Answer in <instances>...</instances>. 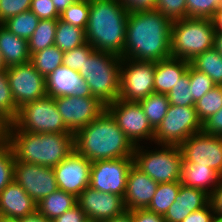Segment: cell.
<instances>
[{
  "mask_svg": "<svg viewBox=\"0 0 222 222\" xmlns=\"http://www.w3.org/2000/svg\"><path fill=\"white\" fill-rule=\"evenodd\" d=\"M14 181L39 203L58 189L52 167L15 161Z\"/></svg>",
  "mask_w": 222,
  "mask_h": 222,
  "instance_id": "16",
  "label": "cell"
},
{
  "mask_svg": "<svg viewBox=\"0 0 222 222\" xmlns=\"http://www.w3.org/2000/svg\"><path fill=\"white\" fill-rule=\"evenodd\" d=\"M8 83L18 110L47 96L46 78L30 61L6 69Z\"/></svg>",
  "mask_w": 222,
  "mask_h": 222,
  "instance_id": "12",
  "label": "cell"
},
{
  "mask_svg": "<svg viewBox=\"0 0 222 222\" xmlns=\"http://www.w3.org/2000/svg\"><path fill=\"white\" fill-rule=\"evenodd\" d=\"M15 159L7 142L0 144V192L14 180Z\"/></svg>",
  "mask_w": 222,
  "mask_h": 222,
  "instance_id": "39",
  "label": "cell"
},
{
  "mask_svg": "<svg viewBox=\"0 0 222 222\" xmlns=\"http://www.w3.org/2000/svg\"><path fill=\"white\" fill-rule=\"evenodd\" d=\"M158 184L133 164L128 173L124 195L126 210L146 209L156 193Z\"/></svg>",
  "mask_w": 222,
  "mask_h": 222,
  "instance_id": "20",
  "label": "cell"
},
{
  "mask_svg": "<svg viewBox=\"0 0 222 222\" xmlns=\"http://www.w3.org/2000/svg\"><path fill=\"white\" fill-rule=\"evenodd\" d=\"M96 50L88 42L63 53V65L70 69L81 70L85 59H88Z\"/></svg>",
  "mask_w": 222,
  "mask_h": 222,
  "instance_id": "41",
  "label": "cell"
},
{
  "mask_svg": "<svg viewBox=\"0 0 222 222\" xmlns=\"http://www.w3.org/2000/svg\"><path fill=\"white\" fill-rule=\"evenodd\" d=\"M13 123L30 133H71L62 120L55 98L48 95L21 107Z\"/></svg>",
  "mask_w": 222,
  "mask_h": 222,
  "instance_id": "8",
  "label": "cell"
},
{
  "mask_svg": "<svg viewBox=\"0 0 222 222\" xmlns=\"http://www.w3.org/2000/svg\"><path fill=\"white\" fill-rule=\"evenodd\" d=\"M190 64L207 74L216 85H222V55L215 48L197 55Z\"/></svg>",
  "mask_w": 222,
  "mask_h": 222,
  "instance_id": "27",
  "label": "cell"
},
{
  "mask_svg": "<svg viewBox=\"0 0 222 222\" xmlns=\"http://www.w3.org/2000/svg\"><path fill=\"white\" fill-rule=\"evenodd\" d=\"M179 147L183 162L207 166L222 177V136L200 131L186 139Z\"/></svg>",
  "mask_w": 222,
  "mask_h": 222,
  "instance_id": "15",
  "label": "cell"
},
{
  "mask_svg": "<svg viewBox=\"0 0 222 222\" xmlns=\"http://www.w3.org/2000/svg\"><path fill=\"white\" fill-rule=\"evenodd\" d=\"M30 10L40 19H59L52 0H32Z\"/></svg>",
  "mask_w": 222,
  "mask_h": 222,
  "instance_id": "44",
  "label": "cell"
},
{
  "mask_svg": "<svg viewBox=\"0 0 222 222\" xmlns=\"http://www.w3.org/2000/svg\"><path fill=\"white\" fill-rule=\"evenodd\" d=\"M215 28L212 19L183 18L171 26V57L192 61L214 48Z\"/></svg>",
  "mask_w": 222,
  "mask_h": 222,
  "instance_id": "6",
  "label": "cell"
},
{
  "mask_svg": "<svg viewBox=\"0 0 222 222\" xmlns=\"http://www.w3.org/2000/svg\"><path fill=\"white\" fill-rule=\"evenodd\" d=\"M130 212L133 222H166L163 215L156 214L148 209H135Z\"/></svg>",
  "mask_w": 222,
  "mask_h": 222,
  "instance_id": "49",
  "label": "cell"
},
{
  "mask_svg": "<svg viewBox=\"0 0 222 222\" xmlns=\"http://www.w3.org/2000/svg\"><path fill=\"white\" fill-rule=\"evenodd\" d=\"M39 20L31 10H27L9 18L2 25L16 36L28 40L37 28Z\"/></svg>",
  "mask_w": 222,
  "mask_h": 222,
  "instance_id": "32",
  "label": "cell"
},
{
  "mask_svg": "<svg viewBox=\"0 0 222 222\" xmlns=\"http://www.w3.org/2000/svg\"><path fill=\"white\" fill-rule=\"evenodd\" d=\"M214 48L222 55V31L215 32Z\"/></svg>",
  "mask_w": 222,
  "mask_h": 222,
  "instance_id": "57",
  "label": "cell"
},
{
  "mask_svg": "<svg viewBox=\"0 0 222 222\" xmlns=\"http://www.w3.org/2000/svg\"><path fill=\"white\" fill-rule=\"evenodd\" d=\"M37 211V203L14 180L0 192L1 216L21 219Z\"/></svg>",
  "mask_w": 222,
  "mask_h": 222,
  "instance_id": "21",
  "label": "cell"
},
{
  "mask_svg": "<svg viewBox=\"0 0 222 222\" xmlns=\"http://www.w3.org/2000/svg\"><path fill=\"white\" fill-rule=\"evenodd\" d=\"M202 131L209 135L222 136V108L202 123Z\"/></svg>",
  "mask_w": 222,
  "mask_h": 222,
  "instance_id": "46",
  "label": "cell"
},
{
  "mask_svg": "<svg viewBox=\"0 0 222 222\" xmlns=\"http://www.w3.org/2000/svg\"><path fill=\"white\" fill-rule=\"evenodd\" d=\"M222 177L213 169L192 162H182L181 180L184 186L197 188L209 196Z\"/></svg>",
  "mask_w": 222,
  "mask_h": 222,
  "instance_id": "23",
  "label": "cell"
},
{
  "mask_svg": "<svg viewBox=\"0 0 222 222\" xmlns=\"http://www.w3.org/2000/svg\"><path fill=\"white\" fill-rule=\"evenodd\" d=\"M189 65V61L173 57L155 62L154 92L168 94L188 71Z\"/></svg>",
  "mask_w": 222,
  "mask_h": 222,
  "instance_id": "22",
  "label": "cell"
},
{
  "mask_svg": "<svg viewBox=\"0 0 222 222\" xmlns=\"http://www.w3.org/2000/svg\"><path fill=\"white\" fill-rule=\"evenodd\" d=\"M0 222H20V219L7 216H0Z\"/></svg>",
  "mask_w": 222,
  "mask_h": 222,
  "instance_id": "58",
  "label": "cell"
},
{
  "mask_svg": "<svg viewBox=\"0 0 222 222\" xmlns=\"http://www.w3.org/2000/svg\"><path fill=\"white\" fill-rule=\"evenodd\" d=\"M18 112L8 83L7 73L0 71V116L11 124L15 121Z\"/></svg>",
  "mask_w": 222,
  "mask_h": 222,
  "instance_id": "34",
  "label": "cell"
},
{
  "mask_svg": "<svg viewBox=\"0 0 222 222\" xmlns=\"http://www.w3.org/2000/svg\"><path fill=\"white\" fill-rule=\"evenodd\" d=\"M122 57L95 51L78 71L93 97L105 106L119 98Z\"/></svg>",
  "mask_w": 222,
  "mask_h": 222,
  "instance_id": "5",
  "label": "cell"
},
{
  "mask_svg": "<svg viewBox=\"0 0 222 222\" xmlns=\"http://www.w3.org/2000/svg\"><path fill=\"white\" fill-rule=\"evenodd\" d=\"M106 110L116 120L118 127L134 146L141 141L153 142L154 129L150 125L139 102H128L117 99L106 106Z\"/></svg>",
  "mask_w": 222,
  "mask_h": 222,
  "instance_id": "11",
  "label": "cell"
},
{
  "mask_svg": "<svg viewBox=\"0 0 222 222\" xmlns=\"http://www.w3.org/2000/svg\"><path fill=\"white\" fill-rule=\"evenodd\" d=\"M87 43L86 32L83 28L71 25L62 21H57L54 45L61 51L67 52Z\"/></svg>",
  "mask_w": 222,
  "mask_h": 222,
  "instance_id": "26",
  "label": "cell"
},
{
  "mask_svg": "<svg viewBox=\"0 0 222 222\" xmlns=\"http://www.w3.org/2000/svg\"><path fill=\"white\" fill-rule=\"evenodd\" d=\"M74 146L91 162L133 158L135 149L107 110L74 134Z\"/></svg>",
  "mask_w": 222,
  "mask_h": 222,
  "instance_id": "2",
  "label": "cell"
},
{
  "mask_svg": "<svg viewBox=\"0 0 222 222\" xmlns=\"http://www.w3.org/2000/svg\"><path fill=\"white\" fill-rule=\"evenodd\" d=\"M52 222H89L85 213L78 205H75L64 214L54 219Z\"/></svg>",
  "mask_w": 222,
  "mask_h": 222,
  "instance_id": "50",
  "label": "cell"
},
{
  "mask_svg": "<svg viewBox=\"0 0 222 222\" xmlns=\"http://www.w3.org/2000/svg\"><path fill=\"white\" fill-rule=\"evenodd\" d=\"M217 219L213 212L211 203L209 202L205 207L193 211L182 222H216Z\"/></svg>",
  "mask_w": 222,
  "mask_h": 222,
  "instance_id": "45",
  "label": "cell"
},
{
  "mask_svg": "<svg viewBox=\"0 0 222 222\" xmlns=\"http://www.w3.org/2000/svg\"><path fill=\"white\" fill-rule=\"evenodd\" d=\"M78 0H52L57 12L61 15L65 9Z\"/></svg>",
  "mask_w": 222,
  "mask_h": 222,
  "instance_id": "53",
  "label": "cell"
},
{
  "mask_svg": "<svg viewBox=\"0 0 222 222\" xmlns=\"http://www.w3.org/2000/svg\"><path fill=\"white\" fill-rule=\"evenodd\" d=\"M135 146L133 163L157 183L180 182L183 156L179 146L160 145L161 149L148 150Z\"/></svg>",
  "mask_w": 222,
  "mask_h": 222,
  "instance_id": "7",
  "label": "cell"
},
{
  "mask_svg": "<svg viewBox=\"0 0 222 222\" xmlns=\"http://www.w3.org/2000/svg\"><path fill=\"white\" fill-rule=\"evenodd\" d=\"M172 23L156 9L129 13L122 58L159 62L171 57Z\"/></svg>",
  "mask_w": 222,
  "mask_h": 222,
  "instance_id": "1",
  "label": "cell"
},
{
  "mask_svg": "<svg viewBox=\"0 0 222 222\" xmlns=\"http://www.w3.org/2000/svg\"><path fill=\"white\" fill-rule=\"evenodd\" d=\"M58 19L39 20L37 28L28 39L30 53H37L54 45Z\"/></svg>",
  "mask_w": 222,
  "mask_h": 222,
  "instance_id": "28",
  "label": "cell"
},
{
  "mask_svg": "<svg viewBox=\"0 0 222 222\" xmlns=\"http://www.w3.org/2000/svg\"><path fill=\"white\" fill-rule=\"evenodd\" d=\"M7 67L3 61V58H2V54H1V51H0V71H6Z\"/></svg>",
  "mask_w": 222,
  "mask_h": 222,
  "instance_id": "59",
  "label": "cell"
},
{
  "mask_svg": "<svg viewBox=\"0 0 222 222\" xmlns=\"http://www.w3.org/2000/svg\"><path fill=\"white\" fill-rule=\"evenodd\" d=\"M9 123L0 116V144L7 142Z\"/></svg>",
  "mask_w": 222,
  "mask_h": 222,
  "instance_id": "54",
  "label": "cell"
},
{
  "mask_svg": "<svg viewBox=\"0 0 222 222\" xmlns=\"http://www.w3.org/2000/svg\"><path fill=\"white\" fill-rule=\"evenodd\" d=\"M187 18L212 19L217 8L222 5V0H186Z\"/></svg>",
  "mask_w": 222,
  "mask_h": 222,
  "instance_id": "40",
  "label": "cell"
},
{
  "mask_svg": "<svg viewBox=\"0 0 222 222\" xmlns=\"http://www.w3.org/2000/svg\"><path fill=\"white\" fill-rule=\"evenodd\" d=\"M77 205L89 222H103L126 211L124 197L88 186L77 196Z\"/></svg>",
  "mask_w": 222,
  "mask_h": 222,
  "instance_id": "17",
  "label": "cell"
},
{
  "mask_svg": "<svg viewBox=\"0 0 222 222\" xmlns=\"http://www.w3.org/2000/svg\"><path fill=\"white\" fill-rule=\"evenodd\" d=\"M0 51L7 68L30 61L28 40L16 36L0 24Z\"/></svg>",
  "mask_w": 222,
  "mask_h": 222,
  "instance_id": "24",
  "label": "cell"
},
{
  "mask_svg": "<svg viewBox=\"0 0 222 222\" xmlns=\"http://www.w3.org/2000/svg\"><path fill=\"white\" fill-rule=\"evenodd\" d=\"M63 53L57 46L53 45L37 53H30V62L46 78L57 67L63 65Z\"/></svg>",
  "mask_w": 222,
  "mask_h": 222,
  "instance_id": "29",
  "label": "cell"
},
{
  "mask_svg": "<svg viewBox=\"0 0 222 222\" xmlns=\"http://www.w3.org/2000/svg\"><path fill=\"white\" fill-rule=\"evenodd\" d=\"M129 13L154 10L157 0H118Z\"/></svg>",
  "mask_w": 222,
  "mask_h": 222,
  "instance_id": "48",
  "label": "cell"
},
{
  "mask_svg": "<svg viewBox=\"0 0 222 222\" xmlns=\"http://www.w3.org/2000/svg\"><path fill=\"white\" fill-rule=\"evenodd\" d=\"M20 222H52V221L44 217L38 211H36L35 213L31 215L21 218Z\"/></svg>",
  "mask_w": 222,
  "mask_h": 222,
  "instance_id": "52",
  "label": "cell"
},
{
  "mask_svg": "<svg viewBox=\"0 0 222 222\" xmlns=\"http://www.w3.org/2000/svg\"><path fill=\"white\" fill-rule=\"evenodd\" d=\"M133 158L99 160L91 163L90 187L124 197Z\"/></svg>",
  "mask_w": 222,
  "mask_h": 222,
  "instance_id": "13",
  "label": "cell"
},
{
  "mask_svg": "<svg viewBox=\"0 0 222 222\" xmlns=\"http://www.w3.org/2000/svg\"><path fill=\"white\" fill-rule=\"evenodd\" d=\"M222 108V85L214 86L201 99L195 102V110L203 123Z\"/></svg>",
  "mask_w": 222,
  "mask_h": 222,
  "instance_id": "33",
  "label": "cell"
},
{
  "mask_svg": "<svg viewBox=\"0 0 222 222\" xmlns=\"http://www.w3.org/2000/svg\"><path fill=\"white\" fill-rule=\"evenodd\" d=\"M202 131L195 107L169 105L165 117L154 130L153 142L160 145L180 146L194 133Z\"/></svg>",
  "mask_w": 222,
  "mask_h": 222,
  "instance_id": "9",
  "label": "cell"
},
{
  "mask_svg": "<svg viewBox=\"0 0 222 222\" xmlns=\"http://www.w3.org/2000/svg\"><path fill=\"white\" fill-rule=\"evenodd\" d=\"M103 222H133L132 214L130 211L126 210L124 213L107 219Z\"/></svg>",
  "mask_w": 222,
  "mask_h": 222,
  "instance_id": "55",
  "label": "cell"
},
{
  "mask_svg": "<svg viewBox=\"0 0 222 222\" xmlns=\"http://www.w3.org/2000/svg\"><path fill=\"white\" fill-rule=\"evenodd\" d=\"M189 88H191V97L194 102L201 99L216 84L205 73L198 71L191 64L189 65Z\"/></svg>",
  "mask_w": 222,
  "mask_h": 222,
  "instance_id": "38",
  "label": "cell"
},
{
  "mask_svg": "<svg viewBox=\"0 0 222 222\" xmlns=\"http://www.w3.org/2000/svg\"><path fill=\"white\" fill-rule=\"evenodd\" d=\"M175 201L183 207H192L193 212L205 207L210 202V196L200 189L181 184Z\"/></svg>",
  "mask_w": 222,
  "mask_h": 222,
  "instance_id": "35",
  "label": "cell"
},
{
  "mask_svg": "<svg viewBox=\"0 0 222 222\" xmlns=\"http://www.w3.org/2000/svg\"><path fill=\"white\" fill-rule=\"evenodd\" d=\"M181 184V182L159 183L156 193L146 209L164 216L168 208L175 202Z\"/></svg>",
  "mask_w": 222,
  "mask_h": 222,
  "instance_id": "31",
  "label": "cell"
},
{
  "mask_svg": "<svg viewBox=\"0 0 222 222\" xmlns=\"http://www.w3.org/2000/svg\"><path fill=\"white\" fill-rule=\"evenodd\" d=\"M190 213H192V207H183L175 201L163 217L166 222H182Z\"/></svg>",
  "mask_w": 222,
  "mask_h": 222,
  "instance_id": "47",
  "label": "cell"
},
{
  "mask_svg": "<svg viewBox=\"0 0 222 222\" xmlns=\"http://www.w3.org/2000/svg\"><path fill=\"white\" fill-rule=\"evenodd\" d=\"M75 205H77L75 195L57 189L37 203V211L53 221Z\"/></svg>",
  "mask_w": 222,
  "mask_h": 222,
  "instance_id": "25",
  "label": "cell"
},
{
  "mask_svg": "<svg viewBox=\"0 0 222 222\" xmlns=\"http://www.w3.org/2000/svg\"><path fill=\"white\" fill-rule=\"evenodd\" d=\"M55 103L66 128L73 134L106 110V106L93 96L56 97Z\"/></svg>",
  "mask_w": 222,
  "mask_h": 222,
  "instance_id": "14",
  "label": "cell"
},
{
  "mask_svg": "<svg viewBox=\"0 0 222 222\" xmlns=\"http://www.w3.org/2000/svg\"><path fill=\"white\" fill-rule=\"evenodd\" d=\"M210 203L217 220L222 219V178L210 195Z\"/></svg>",
  "mask_w": 222,
  "mask_h": 222,
  "instance_id": "51",
  "label": "cell"
},
{
  "mask_svg": "<svg viewBox=\"0 0 222 222\" xmlns=\"http://www.w3.org/2000/svg\"><path fill=\"white\" fill-rule=\"evenodd\" d=\"M139 103L142 106L150 125L155 130L168 111L170 103L167 94L154 92L140 100Z\"/></svg>",
  "mask_w": 222,
  "mask_h": 222,
  "instance_id": "30",
  "label": "cell"
},
{
  "mask_svg": "<svg viewBox=\"0 0 222 222\" xmlns=\"http://www.w3.org/2000/svg\"><path fill=\"white\" fill-rule=\"evenodd\" d=\"M7 143L15 161L56 167L74 150L73 133H30L9 124Z\"/></svg>",
  "mask_w": 222,
  "mask_h": 222,
  "instance_id": "3",
  "label": "cell"
},
{
  "mask_svg": "<svg viewBox=\"0 0 222 222\" xmlns=\"http://www.w3.org/2000/svg\"><path fill=\"white\" fill-rule=\"evenodd\" d=\"M155 62L122 58L119 99L139 102L154 93Z\"/></svg>",
  "mask_w": 222,
  "mask_h": 222,
  "instance_id": "10",
  "label": "cell"
},
{
  "mask_svg": "<svg viewBox=\"0 0 222 222\" xmlns=\"http://www.w3.org/2000/svg\"><path fill=\"white\" fill-rule=\"evenodd\" d=\"M155 9L172 21L187 18L186 0H157Z\"/></svg>",
  "mask_w": 222,
  "mask_h": 222,
  "instance_id": "42",
  "label": "cell"
},
{
  "mask_svg": "<svg viewBox=\"0 0 222 222\" xmlns=\"http://www.w3.org/2000/svg\"><path fill=\"white\" fill-rule=\"evenodd\" d=\"M216 31H222V5L217 8L215 16L212 18Z\"/></svg>",
  "mask_w": 222,
  "mask_h": 222,
  "instance_id": "56",
  "label": "cell"
},
{
  "mask_svg": "<svg viewBox=\"0 0 222 222\" xmlns=\"http://www.w3.org/2000/svg\"><path fill=\"white\" fill-rule=\"evenodd\" d=\"M47 95L51 97L92 96L89 86L85 83L80 74L65 65L57 67L46 77Z\"/></svg>",
  "mask_w": 222,
  "mask_h": 222,
  "instance_id": "19",
  "label": "cell"
},
{
  "mask_svg": "<svg viewBox=\"0 0 222 222\" xmlns=\"http://www.w3.org/2000/svg\"><path fill=\"white\" fill-rule=\"evenodd\" d=\"M86 39L95 50L123 56L128 10L118 0H89Z\"/></svg>",
  "mask_w": 222,
  "mask_h": 222,
  "instance_id": "4",
  "label": "cell"
},
{
  "mask_svg": "<svg viewBox=\"0 0 222 222\" xmlns=\"http://www.w3.org/2000/svg\"><path fill=\"white\" fill-rule=\"evenodd\" d=\"M89 9V0H78L63 11L60 15V19L66 23L86 30L89 18Z\"/></svg>",
  "mask_w": 222,
  "mask_h": 222,
  "instance_id": "36",
  "label": "cell"
},
{
  "mask_svg": "<svg viewBox=\"0 0 222 222\" xmlns=\"http://www.w3.org/2000/svg\"><path fill=\"white\" fill-rule=\"evenodd\" d=\"M32 0H0V24L11 17L30 10Z\"/></svg>",
  "mask_w": 222,
  "mask_h": 222,
  "instance_id": "43",
  "label": "cell"
},
{
  "mask_svg": "<svg viewBox=\"0 0 222 222\" xmlns=\"http://www.w3.org/2000/svg\"><path fill=\"white\" fill-rule=\"evenodd\" d=\"M91 163L74 150L53 168L58 189L77 197L90 186Z\"/></svg>",
  "mask_w": 222,
  "mask_h": 222,
  "instance_id": "18",
  "label": "cell"
},
{
  "mask_svg": "<svg viewBox=\"0 0 222 222\" xmlns=\"http://www.w3.org/2000/svg\"><path fill=\"white\" fill-rule=\"evenodd\" d=\"M189 67L188 71L178 80L175 86L167 94L171 105L195 107V102L191 97V88H189Z\"/></svg>",
  "mask_w": 222,
  "mask_h": 222,
  "instance_id": "37",
  "label": "cell"
}]
</instances>
